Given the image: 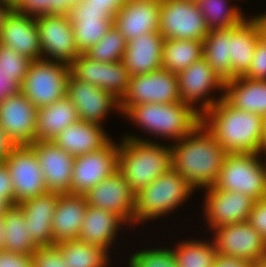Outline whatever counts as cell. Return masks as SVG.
I'll use <instances>...</instances> for the list:
<instances>
[{
    "label": "cell",
    "mask_w": 266,
    "mask_h": 267,
    "mask_svg": "<svg viewBox=\"0 0 266 267\" xmlns=\"http://www.w3.org/2000/svg\"><path fill=\"white\" fill-rule=\"evenodd\" d=\"M67 261L68 267H106L108 251L80 240H66L56 243Z\"/></svg>",
    "instance_id": "836d02e7"
},
{
    "label": "cell",
    "mask_w": 266,
    "mask_h": 267,
    "mask_svg": "<svg viewBox=\"0 0 266 267\" xmlns=\"http://www.w3.org/2000/svg\"><path fill=\"white\" fill-rule=\"evenodd\" d=\"M69 67L70 74L77 80L101 88L102 62L93 60L85 53H81Z\"/></svg>",
    "instance_id": "60d3db41"
},
{
    "label": "cell",
    "mask_w": 266,
    "mask_h": 267,
    "mask_svg": "<svg viewBox=\"0 0 266 267\" xmlns=\"http://www.w3.org/2000/svg\"><path fill=\"white\" fill-rule=\"evenodd\" d=\"M247 222L266 239V198L255 201Z\"/></svg>",
    "instance_id": "f6af8a7d"
},
{
    "label": "cell",
    "mask_w": 266,
    "mask_h": 267,
    "mask_svg": "<svg viewBox=\"0 0 266 267\" xmlns=\"http://www.w3.org/2000/svg\"><path fill=\"white\" fill-rule=\"evenodd\" d=\"M130 257L129 267H178L172 248L143 249Z\"/></svg>",
    "instance_id": "ab89813d"
},
{
    "label": "cell",
    "mask_w": 266,
    "mask_h": 267,
    "mask_svg": "<svg viewBox=\"0 0 266 267\" xmlns=\"http://www.w3.org/2000/svg\"><path fill=\"white\" fill-rule=\"evenodd\" d=\"M9 206L10 205L0 196V215H2Z\"/></svg>",
    "instance_id": "11a10c76"
},
{
    "label": "cell",
    "mask_w": 266,
    "mask_h": 267,
    "mask_svg": "<svg viewBox=\"0 0 266 267\" xmlns=\"http://www.w3.org/2000/svg\"><path fill=\"white\" fill-rule=\"evenodd\" d=\"M180 101L177 74L162 68L143 75L131 76L128 89L120 100V113L130 106L142 103Z\"/></svg>",
    "instance_id": "9c48e42d"
},
{
    "label": "cell",
    "mask_w": 266,
    "mask_h": 267,
    "mask_svg": "<svg viewBox=\"0 0 266 267\" xmlns=\"http://www.w3.org/2000/svg\"><path fill=\"white\" fill-rule=\"evenodd\" d=\"M13 146L14 145L10 142L9 138L0 129V162L3 161Z\"/></svg>",
    "instance_id": "816d5d0a"
},
{
    "label": "cell",
    "mask_w": 266,
    "mask_h": 267,
    "mask_svg": "<svg viewBox=\"0 0 266 267\" xmlns=\"http://www.w3.org/2000/svg\"><path fill=\"white\" fill-rule=\"evenodd\" d=\"M78 120L77 109L67 97L38 108L34 141H52L67 126Z\"/></svg>",
    "instance_id": "f546056e"
},
{
    "label": "cell",
    "mask_w": 266,
    "mask_h": 267,
    "mask_svg": "<svg viewBox=\"0 0 266 267\" xmlns=\"http://www.w3.org/2000/svg\"><path fill=\"white\" fill-rule=\"evenodd\" d=\"M76 107L79 120L100 124L112 109L120 110V100L102 88L82 82L71 74L67 83V96Z\"/></svg>",
    "instance_id": "e0dca14e"
},
{
    "label": "cell",
    "mask_w": 266,
    "mask_h": 267,
    "mask_svg": "<svg viewBox=\"0 0 266 267\" xmlns=\"http://www.w3.org/2000/svg\"><path fill=\"white\" fill-rule=\"evenodd\" d=\"M69 75L70 67L66 63L32 61L21 84V93L37 108L48 106L67 96Z\"/></svg>",
    "instance_id": "52a82bcc"
},
{
    "label": "cell",
    "mask_w": 266,
    "mask_h": 267,
    "mask_svg": "<svg viewBox=\"0 0 266 267\" xmlns=\"http://www.w3.org/2000/svg\"><path fill=\"white\" fill-rule=\"evenodd\" d=\"M103 129L100 124L78 120L61 131L52 142L77 157L98 150L111 139Z\"/></svg>",
    "instance_id": "d4e9b609"
},
{
    "label": "cell",
    "mask_w": 266,
    "mask_h": 267,
    "mask_svg": "<svg viewBox=\"0 0 266 267\" xmlns=\"http://www.w3.org/2000/svg\"><path fill=\"white\" fill-rule=\"evenodd\" d=\"M252 267H266V258H262L252 263Z\"/></svg>",
    "instance_id": "9f6ffc18"
},
{
    "label": "cell",
    "mask_w": 266,
    "mask_h": 267,
    "mask_svg": "<svg viewBox=\"0 0 266 267\" xmlns=\"http://www.w3.org/2000/svg\"><path fill=\"white\" fill-rule=\"evenodd\" d=\"M126 222L117 214L88 205L78 240L110 250L119 226Z\"/></svg>",
    "instance_id": "83f0119b"
},
{
    "label": "cell",
    "mask_w": 266,
    "mask_h": 267,
    "mask_svg": "<svg viewBox=\"0 0 266 267\" xmlns=\"http://www.w3.org/2000/svg\"><path fill=\"white\" fill-rule=\"evenodd\" d=\"M3 250L22 254H32L38 247L31 240L28 223L22 209L16 204L9 206L1 215Z\"/></svg>",
    "instance_id": "4dcf8cb0"
},
{
    "label": "cell",
    "mask_w": 266,
    "mask_h": 267,
    "mask_svg": "<svg viewBox=\"0 0 266 267\" xmlns=\"http://www.w3.org/2000/svg\"><path fill=\"white\" fill-rule=\"evenodd\" d=\"M252 80H266V38L261 36L247 73L243 76Z\"/></svg>",
    "instance_id": "ee69618b"
},
{
    "label": "cell",
    "mask_w": 266,
    "mask_h": 267,
    "mask_svg": "<svg viewBox=\"0 0 266 267\" xmlns=\"http://www.w3.org/2000/svg\"><path fill=\"white\" fill-rule=\"evenodd\" d=\"M116 171H118V144L110 139L98 150L75 157L70 194L86 195Z\"/></svg>",
    "instance_id": "8fae6325"
},
{
    "label": "cell",
    "mask_w": 266,
    "mask_h": 267,
    "mask_svg": "<svg viewBox=\"0 0 266 267\" xmlns=\"http://www.w3.org/2000/svg\"><path fill=\"white\" fill-rule=\"evenodd\" d=\"M31 255L32 267H68L57 245L38 247Z\"/></svg>",
    "instance_id": "7bdbcfd3"
},
{
    "label": "cell",
    "mask_w": 266,
    "mask_h": 267,
    "mask_svg": "<svg viewBox=\"0 0 266 267\" xmlns=\"http://www.w3.org/2000/svg\"><path fill=\"white\" fill-rule=\"evenodd\" d=\"M172 169L194 188L212 187L228 154L201 122L189 135L169 144Z\"/></svg>",
    "instance_id": "6da1fadb"
},
{
    "label": "cell",
    "mask_w": 266,
    "mask_h": 267,
    "mask_svg": "<svg viewBox=\"0 0 266 267\" xmlns=\"http://www.w3.org/2000/svg\"><path fill=\"white\" fill-rule=\"evenodd\" d=\"M127 41L114 25L85 54L93 60L104 62L122 61Z\"/></svg>",
    "instance_id": "8d00e7d4"
},
{
    "label": "cell",
    "mask_w": 266,
    "mask_h": 267,
    "mask_svg": "<svg viewBox=\"0 0 266 267\" xmlns=\"http://www.w3.org/2000/svg\"><path fill=\"white\" fill-rule=\"evenodd\" d=\"M262 149L264 152L266 151V115L262 120Z\"/></svg>",
    "instance_id": "db71d44e"
},
{
    "label": "cell",
    "mask_w": 266,
    "mask_h": 267,
    "mask_svg": "<svg viewBox=\"0 0 266 267\" xmlns=\"http://www.w3.org/2000/svg\"><path fill=\"white\" fill-rule=\"evenodd\" d=\"M74 5L72 0H17L12 7L20 13L36 18L48 14L68 15Z\"/></svg>",
    "instance_id": "f35d334b"
},
{
    "label": "cell",
    "mask_w": 266,
    "mask_h": 267,
    "mask_svg": "<svg viewBox=\"0 0 266 267\" xmlns=\"http://www.w3.org/2000/svg\"><path fill=\"white\" fill-rule=\"evenodd\" d=\"M88 205L111 211L126 223H133L135 193L119 171L106 177L86 195Z\"/></svg>",
    "instance_id": "ac0fdd59"
},
{
    "label": "cell",
    "mask_w": 266,
    "mask_h": 267,
    "mask_svg": "<svg viewBox=\"0 0 266 267\" xmlns=\"http://www.w3.org/2000/svg\"><path fill=\"white\" fill-rule=\"evenodd\" d=\"M87 207L88 203L85 195H59L52 218L55 243L78 240Z\"/></svg>",
    "instance_id": "484cf974"
},
{
    "label": "cell",
    "mask_w": 266,
    "mask_h": 267,
    "mask_svg": "<svg viewBox=\"0 0 266 267\" xmlns=\"http://www.w3.org/2000/svg\"><path fill=\"white\" fill-rule=\"evenodd\" d=\"M0 44L14 49L32 61L42 59L36 18L13 8L7 14L0 31Z\"/></svg>",
    "instance_id": "ffe728a7"
},
{
    "label": "cell",
    "mask_w": 266,
    "mask_h": 267,
    "mask_svg": "<svg viewBox=\"0 0 266 267\" xmlns=\"http://www.w3.org/2000/svg\"><path fill=\"white\" fill-rule=\"evenodd\" d=\"M176 246L172 251L178 267H213L218 255L214 242L206 240H184Z\"/></svg>",
    "instance_id": "e575fe53"
},
{
    "label": "cell",
    "mask_w": 266,
    "mask_h": 267,
    "mask_svg": "<svg viewBox=\"0 0 266 267\" xmlns=\"http://www.w3.org/2000/svg\"><path fill=\"white\" fill-rule=\"evenodd\" d=\"M213 267H252V262L242 258L218 254L214 261Z\"/></svg>",
    "instance_id": "f907efd6"
},
{
    "label": "cell",
    "mask_w": 266,
    "mask_h": 267,
    "mask_svg": "<svg viewBox=\"0 0 266 267\" xmlns=\"http://www.w3.org/2000/svg\"><path fill=\"white\" fill-rule=\"evenodd\" d=\"M0 196L10 205H15V194L9 169L4 161L0 162Z\"/></svg>",
    "instance_id": "7dc6e473"
},
{
    "label": "cell",
    "mask_w": 266,
    "mask_h": 267,
    "mask_svg": "<svg viewBox=\"0 0 266 267\" xmlns=\"http://www.w3.org/2000/svg\"><path fill=\"white\" fill-rule=\"evenodd\" d=\"M263 117L232 107L224 98L202 115V123L228 154L264 153Z\"/></svg>",
    "instance_id": "7a4b0ae2"
},
{
    "label": "cell",
    "mask_w": 266,
    "mask_h": 267,
    "mask_svg": "<svg viewBox=\"0 0 266 267\" xmlns=\"http://www.w3.org/2000/svg\"><path fill=\"white\" fill-rule=\"evenodd\" d=\"M38 108L21 92L0 102V129L14 146L32 145Z\"/></svg>",
    "instance_id": "9a60e30c"
},
{
    "label": "cell",
    "mask_w": 266,
    "mask_h": 267,
    "mask_svg": "<svg viewBox=\"0 0 266 267\" xmlns=\"http://www.w3.org/2000/svg\"><path fill=\"white\" fill-rule=\"evenodd\" d=\"M203 57V41L165 39L162 50V68L178 74Z\"/></svg>",
    "instance_id": "d6a6232c"
},
{
    "label": "cell",
    "mask_w": 266,
    "mask_h": 267,
    "mask_svg": "<svg viewBox=\"0 0 266 267\" xmlns=\"http://www.w3.org/2000/svg\"><path fill=\"white\" fill-rule=\"evenodd\" d=\"M12 8L13 7L11 4L0 1V31L4 25L7 14L10 12Z\"/></svg>",
    "instance_id": "f5cc1de1"
},
{
    "label": "cell",
    "mask_w": 266,
    "mask_h": 267,
    "mask_svg": "<svg viewBox=\"0 0 266 267\" xmlns=\"http://www.w3.org/2000/svg\"><path fill=\"white\" fill-rule=\"evenodd\" d=\"M217 253L256 262L266 258V239L247 221L222 225L213 230Z\"/></svg>",
    "instance_id": "5bb4252c"
},
{
    "label": "cell",
    "mask_w": 266,
    "mask_h": 267,
    "mask_svg": "<svg viewBox=\"0 0 266 267\" xmlns=\"http://www.w3.org/2000/svg\"><path fill=\"white\" fill-rule=\"evenodd\" d=\"M261 36V26L255 17L230 28L231 79L243 77L247 73Z\"/></svg>",
    "instance_id": "4316f807"
},
{
    "label": "cell",
    "mask_w": 266,
    "mask_h": 267,
    "mask_svg": "<svg viewBox=\"0 0 266 267\" xmlns=\"http://www.w3.org/2000/svg\"><path fill=\"white\" fill-rule=\"evenodd\" d=\"M31 146L44 174L47 191L70 194L75 157L52 141H34Z\"/></svg>",
    "instance_id": "d6986e66"
},
{
    "label": "cell",
    "mask_w": 266,
    "mask_h": 267,
    "mask_svg": "<svg viewBox=\"0 0 266 267\" xmlns=\"http://www.w3.org/2000/svg\"><path fill=\"white\" fill-rule=\"evenodd\" d=\"M0 267H32V255L0 250Z\"/></svg>",
    "instance_id": "bcb514c9"
},
{
    "label": "cell",
    "mask_w": 266,
    "mask_h": 267,
    "mask_svg": "<svg viewBox=\"0 0 266 267\" xmlns=\"http://www.w3.org/2000/svg\"><path fill=\"white\" fill-rule=\"evenodd\" d=\"M21 92V84L9 72L0 70V102Z\"/></svg>",
    "instance_id": "c3c4849f"
},
{
    "label": "cell",
    "mask_w": 266,
    "mask_h": 267,
    "mask_svg": "<svg viewBox=\"0 0 266 267\" xmlns=\"http://www.w3.org/2000/svg\"><path fill=\"white\" fill-rule=\"evenodd\" d=\"M75 4L81 2L82 0H72Z\"/></svg>",
    "instance_id": "91938a15"
},
{
    "label": "cell",
    "mask_w": 266,
    "mask_h": 267,
    "mask_svg": "<svg viewBox=\"0 0 266 267\" xmlns=\"http://www.w3.org/2000/svg\"><path fill=\"white\" fill-rule=\"evenodd\" d=\"M131 75L122 61L102 63L101 88L121 100L125 95Z\"/></svg>",
    "instance_id": "74e56055"
},
{
    "label": "cell",
    "mask_w": 266,
    "mask_h": 267,
    "mask_svg": "<svg viewBox=\"0 0 266 267\" xmlns=\"http://www.w3.org/2000/svg\"><path fill=\"white\" fill-rule=\"evenodd\" d=\"M260 157L259 153L227 154L213 186L244 193L255 200L266 198V162Z\"/></svg>",
    "instance_id": "8992f818"
},
{
    "label": "cell",
    "mask_w": 266,
    "mask_h": 267,
    "mask_svg": "<svg viewBox=\"0 0 266 267\" xmlns=\"http://www.w3.org/2000/svg\"><path fill=\"white\" fill-rule=\"evenodd\" d=\"M2 232H3V227H2V219H1V215H0V250L3 249V247H2V244H3Z\"/></svg>",
    "instance_id": "6f0895ef"
},
{
    "label": "cell",
    "mask_w": 266,
    "mask_h": 267,
    "mask_svg": "<svg viewBox=\"0 0 266 267\" xmlns=\"http://www.w3.org/2000/svg\"><path fill=\"white\" fill-rule=\"evenodd\" d=\"M59 195L46 192L17 204L23 211L31 240L37 247L56 245L53 239L52 218Z\"/></svg>",
    "instance_id": "603a6c76"
},
{
    "label": "cell",
    "mask_w": 266,
    "mask_h": 267,
    "mask_svg": "<svg viewBox=\"0 0 266 267\" xmlns=\"http://www.w3.org/2000/svg\"><path fill=\"white\" fill-rule=\"evenodd\" d=\"M206 190L204 213L209 227L214 230L222 225L246 222L255 199L244 193L221 191L214 186Z\"/></svg>",
    "instance_id": "2e32d148"
},
{
    "label": "cell",
    "mask_w": 266,
    "mask_h": 267,
    "mask_svg": "<svg viewBox=\"0 0 266 267\" xmlns=\"http://www.w3.org/2000/svg\"><path fill=\"white\" fill-rule=\"evenodd\" d=\"M180 99L203 115L224 97L225 81L219 77L207 61L201 59L177 74ZM215 88V89H214ZM223 91L216 100L206 97L211 90ZM202 101L197 108L195 103ZM194 105V106H193Z\"/></svg>",
    "instance_id": "7c38bea8"
},
{
    "label": "cell",
    "mask_w": 266,
    "mask_h": 267,
    "mask_svg": "<svg viewBox=\"0 0 266 267\" xmlns=\"http://www.w3.org/2000/svg\"><path fill=\"white\" fill-rule=\"evenodd\" d=\"M0 1L7 2L13 6L17 0H0Z\"/></svg>",
    "instance_id": "680465c9"
},
{
    "label": "cell",
    "mask_w": 266,
    "mask_h": 267,
    "mask_svg": "<svg viewBox=\"0 0 266 267\" xmlns=\"http://www.w3.org/2000/svg\"><path fill=\"white\" fill-rule=\"evenodd\" d=\"M158 32L164 39L203 41L209 28L196 1L160 0Z\"/></svg>",
    "instance_id": "ba28073f"
},
{
    "label": "cell",
    "mask_w": 266,
    "mask_h": 267,
    "mask_svg": "<svg viewBox=\"0 0 266 267\" xmlns=\"http://www.w3.org/2000/svg\"><path fill=\"white\" fill-rule=\"evenodd\" d=\"M118 144V171L136 194L172 169L171 147L127 135Z\"/></svg>",
    "instance_id": "3957f363"
},
{
    "label": "cell",
    "mask_w": 266,
    "mask_h": 267,
    "mask_svg": "<svg viewBox=\"0 0 266 267\" xmlns=\"http://www.w3.org/2000/svg\"><path fill=\"white\" fill-rule=\"evenodd\" d=\"M31 62L28 57L0 44V70L11 73L20 84L23 83Z\"/></svg>",
    "instance_id": "b9f144b4"
},
{
    "label": "cell",
    "mask_w": 266,
    "mask_h": 267,
    "mask_svg": "<svg viewBox=\"0 0 266 267\" xmlns=\"http://www.w3.org/2000/svg\"><path fill=\"white\" fill-rule=\"evenodd\" d=\"M193 191L189 182L171 169L135 194L133 224L171 213L186 202Z\"/></svg>",
    "instance_id": "5b68a950"
},
{
    "label": "cell",
    "mask_w": 266,
    "mask_h": 267,
    "mask_svg": "<svg viewBox=\"0 0 266 267\" xmlns=\"http://www.w3.org/2000/svg\"><path fill=\"white\" fill-rule=\"evenodd\" d=\"M68 17L80 53L98 43L113 25V17L105 9L90 8L83 0L71 8Z\"/></svg>",
    "instance_id": "7402d4cb"
},
{
    "label": "cell",
    "mask_w": 266,
    "mask_h": 267,
    "mask_svg": "<svg viewBox=\"0 0 266 267\" xmlns=\"http://www.w3.org/2000/svg\"><path fill=\"white\" fill-rule=\"evenodd\" d=\"M164 38L156 32L141 34L127 42L122 62L131 76L162 69Z\"/></svg>",
    "instance_id": "cb8c5ba5"
},
{
    "label": "cell",
    "mask_w": 266,
    "mask_h": 267,
    "mask_svg": "<svg viewBox=\"0 0 266 267\" xmlns=\"http://www.w3.org/2000/svg\"><path fill=\"white\" fill-rule=\"evenodd\" d=\"M122 116L145 132L168 138L167 140L174 139L175 143L189 135L202 122V115L183 101L142 103L128 107Z\"/></svg>",
    "instance_id": "277c9868"
},
{
    "label": "cell",
    "mask_w": 266,
    "mask_h": 267,
    "mask_svg": "<svg viewBox=\"0 0 266 267\" xmlns=\"http://www.w3.org/2000/svg\"><path fill=\"white\" fill-rule=\"evenodd\" d=\"M36 20L42 59L70 65L81 53L75 43L73 25L68 15L48 14L38 16Z\"/></svg>",
    "instance_id": "4fadbf2b"
},
{
    "label": "cell",
    "mask_w": 266,
    "mask_h": 267,
    "mask_svg": "<svg viewBox=\"0 0 266 267\" xmlns=\"http://www.w3.org/2000/svg\"><path fill=\"white\" fill-rule=\"evenodd\" d=\"M87 6L95 9H105L113 18L125 4L126 0H83Z\"/></svg>",
    "instance_id": "681fc988"
},
{
    "label": "cell",
    "mask_w": 266,
    "mask_h": 267,
    "mask_svg": "<svg viewBox=\"0 0 266 267\" xmlns=\"http://www.w3.org/2000/svg\"><path fill=\"white\" fill-rule=\"evenodd\" d=\"M160 23V0H126L113 25L127 42L141 34L156 32Z\"/></svg>",
    "instance_id": "44dd1931"
},
{
    "label": "cell",
    "mask_w": 266,
    "mask_h": 267,
    "mask_svg": "<svg viewBox=\"0 0 266 267\" xmlns=\"http://www.w3.org/2000/svg\"><path fill=\"white\" fill-rule=\"evenodd\" d=\"M203 58L225 82L231 80L230 28L209 30L203 40Z\"/></svg>",
    "instance_id": "1f68e13d"
},
{
    "label": "cell",
    "mask_w": 266,
    "mask_h": 267,
    "mask_svg": "<svg viewBox=\"0 0 266 267\" xmlns=\"http://www.w3.org/2000/svg\"><path fill=\"white\" fill-rule=\"evenodd\" d=\"M232 107L266 115V80L237 77L225 82L224 97Z\"/></svg>",
    "instance_id": "f1b7e54d"
},
{
    "label": "cell",
    "mask_w": 266,
    "mask_h": 267,
    "mask_svg": "<svg viewBox=\"0 0 266 267\" xmlns=\"http://www.w3.org/2000/svg\"><path fill=\"white\" fill-rule=\"evenodd\" d=\"M227 1L228 0L197 1L209 30L227 29L239 26L246 19L236 5L228 7L226 3Z\"/></svg>",
    "instance_id": "d590c367"
},
{
    "label": "cell",
    "mask_w": 266,
    "mask_h": 267,
    "mask_svg": "<svg viewBox=\"0 0 266 267\" xmlns=\"http://www.w3.org/2000/svg\"><path fill=\"white\" fill-rule=\"evenodd\" d=\"M3 161L12 179L15 205L48 192L39 160L31 145L13 146Z\"/></svg>",
    "instance_id": "30bf717a"
}]
</instances>
